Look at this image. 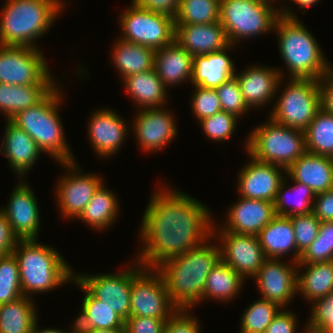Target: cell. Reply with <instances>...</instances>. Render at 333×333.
<instances>
[{
    "instance_id": "cell-40",
    "label": "cell",
    "mask_w": 333,
    "mask_h": 333,
    "mask_svg": "<svg viewBox=\"0 0 333 333\" xmlns=\"http://www.w3.org/2000/svg\"><path fill=\"white\" fill-rule=\"evenodd\" d=\"M281 309L282 307L275 302L258 299L242 314L240 333H265L266 328Z\"/></svg>"
},
{
    "instance_id": "cell-7",
    "label": "cell",
    "mask_w": 333,
    "mask_h": 333,
    "mask_svg": "<svg viewBox=\"0 0 333 333\" xmlns=\"http://www.w3.org/2000/svg\"><path fill=\"white\" fill-rule=\"evenodd\" d=\"M268 118L249 133L245 146L248 156L287 169L306 152L305 132Z\"/></svg>"
},
{
    "instance_id": "cell-57",
    "label": "cell",
    "mask_w": 333,
    "mask_h": 333,
    "mask_svg": "<svg viewBox=\"0 0 333 333\" xmlns=\"http://www.w3.org/2000/svg\"><path fill=\"white\" fill-rule=\"evenodd\" d=\"M38 321L35 323V325H34V327H33V329H32V332L31 333H70V332H66V331H63V330H61V329H51V328H45V329H43V330H39L38 329Z\"/></svg>"
},
{
    "instance_id": "cell-8",
    "label": "cell",
    "mask_w": 333,
    "mask_h": 333,
    "mask_svg": "<svg viewBox=\"0 0 333 333\" xmlns=\"http://www.w3.org/2000/svg\"><path fill=\"white\" fill-rule=\"evenodd\" d=\"M279 9L260 0H220V23L229 44L274 30Z\"/></svg>"
},
{
    "instance_id": "cell-24",
    "label": "cell",
    "mask_w": 333,
    "mask_h": 333,
    "mask_svg": "<svg viewBox=\"0 0 333 333\" xmlns=\"http://www.w3.org/2000/svg\"><path fill=\"white\" fill-rule=\"evenodd\" d=\"M291 181L305 184L315 194L333 189V158L305 152L286 169Z\"/></svg>"
},
{
    "instance_id": "cell-5",
    "label": "cell",
    "mask_w": 333,
    "mask_h": 333,
    "mask_svg": "<svg viewBox=\"0 0 333 333\" xmlns=\"http://www.w3.org/2000/svg\"><path fill=\"white\" fill-rule=\"evenodd\" d=\"M62 0H7L0 19V45L35 48L36 39L53 25Z\"/></svg>"
},
{
    "instance_id": "cell-29",
    "label": "cell",
    "mask_w": 333,
    "mask_h": 333,
    "mask_svg": "<svg viewBox=\"0 0 333 333\" xmlns=\"http://www.w3.org/2000/svg\"><path fill=\"white\" fill-rule=\"evenodd\" d=\"M124 89L140 109L165 107L168 91L154 69L129 75L123 79ZM167 91V93H166Z\"/></svg>"
},
{
    "instance_id": "cell-56",
    "label": "cell",
    "mask_w": 333,
    "mask_h": 333,
    "mask_svg": "<svg viewBox=\"0 0 333 333\" xmlns=\"http://www.w3.org/2000/svg\"><path fill=\"white\" fill-rule=\"evenodd\" d=\"M293 1L295 4L299 5V9H304V11L302 13H306L305 12V8L311 7L313 5H315L317 2H320V0H291Z\"/></svg>"
},
{
    "instance_id": "cell-9",
    "label": "cell",
    "mask_w": 333,
    "mask_h": 333,
    "mask_svg": "<svg viewBox=\"0 0 333 333\" xmlns=\"http://www.w3.org/2000/svg\"><path fill=\"white\" fill-rule=\"evenodd\" d=\"M279 93L270 118L289 128L305 131L321 109L318 80L291 78Z\"/></svg>"
},
{
    "instance_id": "cell-50",
    "label": "cell",
    "mask_w": 333,
    "mask_h": 333,
    "mask_svg": "<svg viewBox=\"0 0 333 333\" xmlns=\"http://www.w3.org/2000/svg\"><path fill=\"white\" fill-rule=\"evenodd\" d=\"M297 316L292 311L282 308L273 318L265 333H296Z\"/></svg>"
},
{
    "instance_id": "cell-16",
    "label": "cell",
    "mask_w": 333,
    "mask_h": 333,
    "mask_svg": "<svg viewBox=\"0 0 333 333\" xmlns=\"http://www.w3.org/2000/svg\"><path fill=\"white\" fill-rule=\"evenodd\" d=\"M297 263L282 262L281 259L267 258L253 277L262 299L277 303L285 308L297 293Z\"/></svg>"
},
{
    "instance_id": "cell-20",
    "label": "cell",
    "mask_w": 333,
    "mask_h": 333,
    "mask_svg": "<svg viewBox=\"0 0 333 333\" xmlns=\"http://www.w3.org/2000/svg\"><path fill=\"white\" fill-rule=\"evenodd\" d=\"M109 108L96 110L88 121L87 135L96 154L106 158L116 154L126 140L129 126Z\"/></svg>"
},
{
    "instance_id": "cell-46",
    "label": "cell",
    "mask_w": 333,
    "mask_h": 333,
    "mask_svg": "<svg viewBox=\"0 0 333 333\" xmlns=\"http://www.w3.org/2000/svg\"><path fill=\"white\" fill-rule=\"evenodd\" d=\"M297 250L303 254L319 234L320 221L313 214L290 216Z\"/></svg>"
},
{
    "instance_id": "cell-58",
    "label": "cell",
    "mask_w": 333,
    "mask_h": 333,
    "mask_svg": "<svg viewBox=\"0 0 333 333\" xmlns=\"http://www.w3.org/2000/svg\"><path fill=\"white\" fill-rule=\"evenodd\" d=\"M260 1H263V2H266V3H269V4H273L272 2L274 1V0H260Z\"/></svg>"
},
{
    "instance_id": "cell-39",
    "label": "cell",
    "mask_w": 333,
    "mask_h": 333,
    "mask_svg": "<svg viewBox=\"0 0 333 333\" xmlns=\"http://www.w3.org/2000/svg\"><path fill=\"white\" fill-rule=\"evenodd\" d=\"M220 19V0H180L175 24H210Z\"/></svg>"
},
{
    "instance_id": "cell-14",
    "label": "cell",
    "mask_w": 333,
    "mask_h": 333,
    "mask_svg": "<svg viewBox=\"0 0 333 333\" xmlns=\"http://www.w3.org/2000/svg\"><path fill=\"white\" fill-rule=\"evenodd\" d=\"M59 164L67 170L55 188L59 212L67 219H77L102 184L103 178L95 173L83 174L75 161Z\"/></svg>"
},
{
    "instance_id": "cell-32",
    "label": "cell",
    "mask_w": 333,
    "mask_h": 333,
    "mask_svg": "<svg viewBox=\"0 0 333 333\" xmlns=\"http://www.w3.org/2000/svg\"><path fill=\"white\" fill-rule=\"evenodd\" d=\"M115 41L111 58L122 79L154 68L156 50L120 38Z\"/></svg>"
},
{
    "instance_id": "cell-37",
    "label": "cell",
    "mask_w": 333,
    "mask_h": 333,
    "mask_svg": "<svg viewBox=\"0 0 333 333\" xmlns=\"http://www.w3.org/2000/svg\"><path fill=\"white\" fill-rule=\"evenodd\" d=\"M292 182L294 185H292L293 187L291 188L289 186L288 190L285 187L287 184L285 178L279 186L274 201L276 215L290 217L293 215L312 213L314 203L313 199H315L316 194L305 184L297 181ZM293 202L294 205H292Z\"/></svg>"
},
{
    "instance_id": "cell-53",
    "label": "cell",
    "mask_w": 333,
    "mask_h": 333,
    "mask_svg": "<svg viewBox=\"0 0 333 333\" xmlns=\"http://www.w3.org/2000/svg\"><path fill=\"white\" fill-rule=\"evenodd\" d=\"M321 108L333 115V69L324 74L319 80Z\"/></svg>"
},
{
    "instance_id": "cell-59",
    "label": "cell",
    "mask_w": 333,
    "mask_h": 333,
    "mask_svg": "<svg viewBox=\"0 0 333 333\" xmlns=\"http://www.w3.org/2000/svg\"><path fill=\"white\" fill-rule=\"evenodd\" d=\"M71 333H78V331L76 329H74V327H72Z\"/></svg>"
},
{
    "instance_id": "cell-12",
    "label": "cell",
    "mask_w": 333,
    "mask_h": 333,
    "mask_svg": "<svg viewBox=\"0 0 333 333\" xmlns=\"http://www.w3.org/2000/svg\"><path fill=\"white\" fill-rule=\"evenodd\" d=\"M46 60L37 46L0 45V83L19 86L59 85L51 77Z\"/></svg>"
},
{
    "instance_id": "cell-6",
    "label": "cell",
    "mask_w": 333,
    "mask_h": 333,
    "mask_svg": "<svg viewBox=\"0 0 333 333\" xmlns=\"http://www.w3.org/2000/svg\"><path fill=\"white\" fill-rule=\"evenodd\" d=\"M58 85L37 105L18 112L10 121L24 130L42 153L59 163L73 162L74 157L62 129L59 107L63 93Z\"/></svg>"
},
{
    "instance_id": "cell-33",
    "label": "cell",
    "mask_w": 333,
    "mask_h": 333,
    "mask_svg": "<svg viewBox=\"0 0 333 333\" xmlns=\"http://www.w3.org/2000/svg\"><path fill=\"white\" fill-rule=\"evenodd\" d=\"M305 272H297V293L312 303L333 293V260L311 264L297 263Z\"/></svg>"
},
{
    "instance_id": "cell-45",
    "label": "cell",
    "mask_w": 333,
    "mask_h": 333,
    "mask_svg": "<svg viewBox=\"0 0 333 333\" xmlns=\"http://www.w3.org/2000/svg\"><path fill=\"white\" fill-rule=\"evenodd\" d=\"M215 91L220 100L222 111L231 113L239 119L242 114L244 115L245 112L249 111L235 77L222 83L219 87L215 88Z\"/></svg>"
},
{
    "instance_id": "cell-54",
    "label": "cell",
    "mask_w": 333,
    "mask_h": 333,
    "mask_svg": "<svg viewBox=\"0 0 333 333\" xmlns=\"http://www.w3.org/2000/svg\"><path fill=\"white\" fill-rule=\"evenodd\" d=\"M17 240L3 211L0 209V256L12 253Z\"/></svg>"
},
{
    "instance_id": "cell-11",
    "label": "cell",
    "mask_w": 333,
    "mask_h": 333,
    "mask_svg": "<svg viewBox=\"0 0 333 333\" xmlns=\"http://www.w3.org/2000/svg\"><path fill=\"white\" fill-rule=\"evenodd\" d=\"M122 36L120 39L160 49L175 40V20L173 17L144 9L133 0L120 15Z\"/></svg>"
},
{
    "instance_id": "cell-1",
    "label": "cell",
    "mask_w": 333,
    "mask_h": 333,
    "mask_svg": "<svg viewBox=\"0 0 333 333\" xmlns=\"http://www.w3.org/2000/svg\"><path fill=\"white\" fill-rule=\"evenodd\" d=\"M160 189L151 195L143 213L140 235L144 245L134 260L150 269L202 244L212 236L214 224L208 207L200 201L176 189Z\"/></svg>"
},
{
    "instance_id": "cell-22",
    "label": "cell",
    "mask_w": 333,
    "mask_h": 333,
    "mask_svg": "<svg viewBox=\"0 0 333 333\" xmlns=\"http://www.w3.org/2000/svg\"><path fill=\"white\" fill-rule=\"evenodd\" d=\"M251 67V68H250ZM240 74L235 73L244 101L249 109L259 108L272 101L283 82L280 69L250 66ZM276 93V94H275Z\"/></svg>"
},
{
    "instance_id": "cell-52",
    "label": "cell",
    "mask_w": 333,
    "mask_h": 333,
    "mask_svg": "<svg viewBox=\"0 0 333 333\" xmlns=\"http://www.w3.org/2000/svg\"><path fill=\"white\" fill-rule=\"evenodd\" d=\"M137 5L150 11L163 13L175 18L180 0H133Z\"/></svg>"
},
{
    "instance_id": "cell-35",
    "label": "cell",
    "mask_w": 333,
    "mask_h": 333,
    "mask_svg": "<svg viewBox=\"0 0 333 333\" xmlns=\"http://www.w3.org/2000/svg\"><path fill=\"white\" fill-rule=\"evenodd\" d=\"M102 183L77 219L95 230H106L117 219L119 202Z\"/></svg>"
},
{
    "instance_id": "cell-30",
    "label": "cell",
    "mask_w": 333,
    "mask_h": 333,
    "mask_svg": "<svg viewBox=\"0 0 333 333\" xmlns=\"http://www.w3.org/2000/svg\"><path fill=\"white\" fill-rule=\"evenodd\" d=\"M72 282L85 292L74 329H125V320L117 312L95 298L75 277Z\"/></svg>"
},
{
    "instance_id": "cell-34",
    "label": "cell",
    "mask_w": 333,
    "mask_h": 333,
    "mask_svg": "<svg viewBox=\"0 0 333 333\" xmlns=\"http://www.w3.org/2000/svg\"><path fill=\"white\" fill-rule=\"evenodd\" d=\"M244 280L236 271L220 259L207 276L203 301L205 299L209 300L208 298L221 302L226 301V303L231 301L232 298L234 300L244 286Z\"/></svg>"
},
{
    "instance_id": "cell-55",
    "label": "cell",
    "mask_w": 333,
    "mask_h": 333,
    "mask_svg": "<svg viewBox=\"0 0 333 333\" xmlns=\"http://www.w3.org/2000/svg\"><path fill=\"white\" fill-rule=\"evenodd\" d=\"M78 333H126L125 329H76Z\"/></svg>"
},
{
    "instance_id": "cell-38",
    "label": "cell",
    "mask_w": 333,
    "mask_h": 333,
    "mask_svg": "<svg viewBox=\"0 0 333 333\" xmlns=\"http://www.w3.org/2000/svg\"><path fill=\"white\" fill-rule=\"evenodd\" d=\"M305 132L306 151L333 158V115L322 108Z\"/></svg>"
},
{
    "instance_id": "cell-10",
    "label": "cell",
    "mask_w": 333,
    "mask_h": 333,
    "mask_svg": "<svg viewBox=\"0 0 333 333\" xmlns=\"http://www.w3.org/2000/svg\"><path fill=\"white\" fill-rule=\"evenodd\" d=\"M134 264L129 316L169 319L178 308L170 299L162 275L156 269L144 268L138 261Z\"/></svg>"
},
{
    "instance_id": "cell-19",
    "label": "cell",
    "mask_w": 333,
    "mask_h": 333,
    "mask_svg": "<svg viewBox=\"0 0 333 333\" xmlns=\"http://www.w3.org/2000/svg\"><path fill=\"white\" fill-rule=\"evenodd\" d=\"M140 111H137L132 129L141 149L150 153L163 149L177 135L175 117L165 107Z\"/></svg>"
},
{
    "instance_id": "cell-42",
    "label": "cell",
    "mask_w": 333,
    "mask_h": 333,
    "mask_svg": "<svg viewBox=\"0 0 333 333\" xmlns=\"http://www.w3.org/2000/svg\"><path fill=\"white\" fill-rule=\"evenodd\" d=\"M333 260V221H322L317 238L301 255V264L327 262Z\"/></svg>"
},
{
    "instance_id": "cell-26",
    "label": "cell",
    "mask_w": 333,
    "mask_h": 333,
    "mask_svg": "<svg viewBox=\"0 0 333 333\" xmlns=\"http://www.w3.org/2000/svg\"><path fill=\"white\" fill-rule=\"evenodd\" d=\"M234 45L205 55L193 57L191 81L194 86L215 89L235 75L232 59L227 54Z\"/></svg>"
},
{
    "instance_id": "cell-44",
    "label": "cell",
    "mask_w": 333,
    "mask_h": 333,
    "mask_svg": "<svg viewBox=\"0 0 333 333\" xmlns=\"http://www.w3.org/2000/svg\"><path fill=\"white\" fill-rule=\"evenodd\" d=\"M312 304L304 333H333V293Z\"/></svg>"
},
{
    "instance_id": "cell-43",
    "label": "cell",
    "mask_w": 333,
    "mask_h": 333,
    "mask_svg": "<svg viewBox=\"0 0 333 333\" xmlns=\"http://www.w3.org/2000/svg\"><path fill=\"white\" fill-rule=\"evenodd\" d=\"M238 119L231 113L220 111L213 116L201 119L199 123L204 134L209 139L223 142L233 135Z\"/></svg>"
},
{
    "instance_id": "cell-13",
    "label": "cell",
    "mask_w": 333,
    "mask_h": 333,
    "mask_svg": "<svg viewBox=\"0 0 333 333\" xmlns=\"http://www.w3.org/2000/svg\"><path fill=\"white\" fill-rule=\"evenodd\" d=\"M218 227L213 224L212 236L221 242L219 243L221 260L243 279L253 278L267 259L258 236L237 234Z\"/></svg>"
},
{
    "instance_id": "cell-25",
    "label": "cell",
    "mask_w": 333,
    "mask_h": 333,
    "mask_svg": "<svg viewBox=\"0 0 333 333\" xmlns=\"http://www.w3.org/2000/svg\"><path fill=\"white\" fill-rule=\"evenodd\" d=\"M0 146L1 154L7 157L9 167L13 168L17 175H21L20 179H23L27 171L31 170L35 161L39 159V155L42 154L36 142L10 120H6L5 135Z\"/></svg>"
},
{
    "instance_id": "cell-28",
    "label": "cell",
    "mask_w": 333,
    "mask_h": 333,
    "mask_svg": "<svg viewBox=\"0 0 333 333\" xmlns=\"http://www.w3.org/2000/svg\"><path fill=\"white\" fill-rule=\"evenodd\" d=\"M257 236L266 258L282 259L283 255L292 251L294 254L291 261H300L302 254L296 247L290 217L276 215Z\"/></svg>"
},
{
    "instance_id": "cell-21",
    "label": "cell",
    "mask_w": 333,
    "mask_h": 333,
    "mask_svg": "<svg viewBox=\"0 0 333 333\" xmlns=\"http://www.w3.org/2000/svg\"><path fill=\"white\" fill-rule=\"evenodd\" d=\"M227 212L225 231L237 234L258 235L259 232L276 216L274 203L265 200L239 198Z\"/></svg>"
},
{
    "instance_id": "cell-51",
    "label": "cell",
    "mask_w": 333,
    "mask_h": 333,
    "mask_svg": "<svg viewBox=\"0 0 333 333\" xmlns=\"http://www.w3.org/2000/svg\"><path fill=\"white\" fill-rule=\"evenodd\" d=\"M312 213L322 221H333V189L316 194Z\"/></svg>"
},
{
    "instance_id": "cell-41",
    "label": "cell",
    "mask_w": 333,
    "mask_h": 333,
    "mask_svg": "<svg viewBox=\"0 0 333 333\" xmlns=\"http://www.w3.org/2000/svg\"><path fill=\"white\" fill-rule=\"evenodd\" d=\"M23 296L19 265L13 253L0 256V305Z\"/></svg>"
},
{
    "instance_id": "cell-23",
    "label": "cell",
    "mask_w": 333,
    "mask_h": 333,
    "mask_svg": "<svg viewBox=\"0 0 333 333\" xmlns=\"http://www.w3.org/2000/svg\"><path fill=\"white\" fill-rule=\"evenodd\" d=\"M175 41L193 57L219 51L229 45L220 21L210 24H175Z\"/></svg>"
},
{
    "instance_id": "cell-2",
    "label": "cell",
    "mask_w": 333,
    "mask_h": 333,
    "mask_svg": "<svg viewBox=\"0 0 333 333\" xmlns=\"http://www.w3.org/2000/svg\"><path fill=\"white\" fill-rule=\"evenodd\" d=\"M213 236L185 254L167 260L156 268L162 275L172 303L178 309H191L203 301L208 274L221 259Z\"/></svg>"
},
{
    "instance_id": "cell-17",
    "label": "cell",
    "mask_w": 333,
    "mask_h": 333,
    "mask_svg": "<svg viewBox=\"0 0 333 333\" xmlns=\"http://www.w3.org/2000/svg\"><path fill=\"white\" fill-rule=\"evenodd\" d=\"M25 180L13 189L3 211L13 235L18 240L38 239L40 227L39 207L34 192Z\"/></svg>"
},
{
    "instance_id": "cell-49",
    "label": "cell",
    "mask_w": 333,
    "mask_h": 333,
    "mask_svg": "<svg viewBox=\"0 0 333 333\" xmlns=\"http://www.w3.org/2000/svg\"><path fill=\"white\" fill-rule=\"evenodd\" d=\"M168 319L129 316L125 320L126 333H163L165 322Z\"/></svg>"
},
{
    "instance_id": "cell-36",
    "label": "cell",
    "mask_w": 333,
    "mask_h": 333,
    "mask_svg": "<svg viewBox=\"0 0 333 333\" xmlns=\"http://www.w3.org/2000/svg\"><path fill=\"white\" fill-rule=\"evenodd\" d=\"M32 297L0 305V333H31L38 321Z\"/></svg>"
},
{
    "instance_id": "cell-47",
    "label": "cell",
    "mask_w": 333,
    "mask_h": 333,
    "mask_svg": "<svg viewBox=\"0 0 333 333\" xmlns=\"http://www.w3.org/2000/svg\"><path fill=\"white\" fill-rule=\"evenodd\" d=\"M194 87H196V89L192 94L191 106L193 114L199 121L222 111L221 103L215 89L200 86Z\"/></svg>"
},
{
    "instance_id": "cell-15",
    "label": "cell",
    "mask_w": 333,
    "mask_h": 333,
    "mask_svg": "<svg viewBox=\"0 0 333 333\" xmlns=\"http://www.w3.org/2000/svg\"><path fill=\"white\" fill-rule=\"evenodd\" d=\"M76 274L75 278L98 300L117 312L124 320L130 315L132 268L120 273Z\"/></svg>"
},
{
    "instance_id": "cell-18",
    "label": "cell",
    "mask_w": 333,
    "mask_h": 333,
    "mask_svg": "<svg viewBox=\"0 0 333 333\" xmlns=\"http://www.w3.org/2000/svg\"><path fill=\"white\" fill-rule=\"evenodd\" d=\"M249 157V163L238 173L239 197L274 203L279 186L286 177V169Z\"/></svg>"
},
{
    "instance_id": "cell-4",
    "label": "cell",
    "mask_w": 333,
    "mask_h": 333,
    "mask_svg": "<svg viewBox=\"0 0 333 333\" xmlns=\"http://www.w3.org/2000/svg\"><path fill=\"white\" fill-rule=\"evenodd\" d=\"M19 265L23 296L44 293L71 282L72 268L58 251L37 239L17 240L12 251Z\"/></svg>"
},
{
    "instance_id": "cell-27",
    "label": "cell",
    "mask_w": 333,
    "mask_h": 333,
    "mask_svg": "<svg viewBox=\"0 0 333 333\" xmlns=\"http://www.w3.org/2000/svg\"><path fill=\"white\" fill-rule=\"evenodd\" d=\"M192 68L193 56L175 40L155 51L153 69L167 88L191 81Z\"/></svg>"
},
{
    "instance_id": "cell-48",
    "label": "cell",
    "mask_w": 333,
    "mask_h": 333,
    "mask_svg": "<svg viewBox=\"0 0 333 333\" xmlns=\"http://www.w3.org/2000/svg\"><path fill=\"white\" fill-rule=\"evenodd\" d=\"M190 313L189 309H178L165 322L163 333H200L201 324Z\"/></svg>"
},
{
    "instance_id": "cell-31",
    "label": "cell",
    "mask_w": 333,
    "mask_h": 333,
    "mask_svg": "<svg viewBox=\"0 0 333 333\" xmlns=\"http://www.w3.org/2000/svg\"><path fill=\"white\" fill-rule=\"evenodd\" d=\"M57 85H10L0 83V110L6 120L41 102Z\"/></svg>"
},
{
    "instance_id": "cell-3",
    "label": "cell",
    "mask_w": 333,
    "mask_h": 333,
    "mask_svg": "<svg viewBox=\"0 0 333 333\" xmlns=\"http://www.w3.org/2000/svg\"><path fill=\"white\" fill-rule=\"evenodd\" d=\"M287 8V5L279 8L281 16L275 22L274 31L288 74L290 78L319 80L332 70V65L323 55L316 38L292 9Z\"/></svg>"
}]
</instances>
